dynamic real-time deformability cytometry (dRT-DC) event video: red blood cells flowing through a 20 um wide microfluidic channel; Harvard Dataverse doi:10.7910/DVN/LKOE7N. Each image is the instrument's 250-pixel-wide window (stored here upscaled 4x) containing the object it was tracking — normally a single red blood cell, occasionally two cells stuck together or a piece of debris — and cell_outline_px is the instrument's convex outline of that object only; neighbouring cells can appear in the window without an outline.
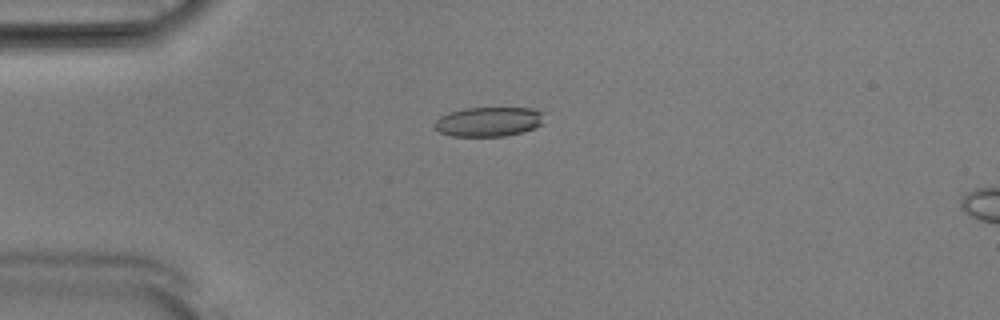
{"species": "Egyptian fruit bat (a non-hibernating species)", "species_latin": "Rousettus aegyptiacus", "temperature_condition": "room temperature", "stored_images_in_passage": 52, "camera_frame_rate_fps": 3000, "um_per_image_px": 0.085, "animal": {"sex": "male"}, "frame": {"image": 1, "passage_image": 13, "time_ms": 4.0, "image_size_px": [1000, 320], "cell_outline_px": [[544, 124], [536, 128], [504, 136], [452, 136], [440, 132], [432, 124], [440, 116], [448, 112], [464, 108], [532, 108], [544, 112]], "centroid_in_image_um": [41.56, 10.33], "position_along_channel_um": 43.4, "area_um2": 19.07}}
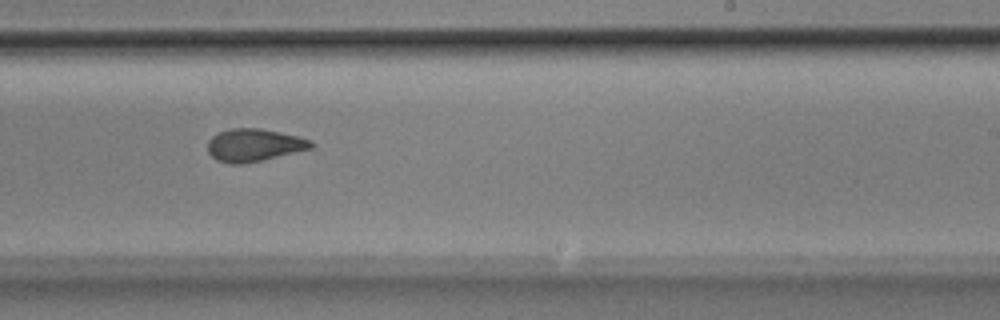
{"frame": {"image": 2, "passage_image": 32, "time_ms": 10.333, "image_size_px": [1000, 320], "cell_outline_px": [[316, 144], [312, 148], [260, 160], [240, 164], [232, 164], [216, 160], [208, 152], [208, 140], [212, 136], [220, 132], [232, 128], [260, 128], [280, 132], [312, 140]], "centroid_in_image_um": [21.59, 12.32], "position_along_channel_um": 267.4, "area_um2": 19.48}}
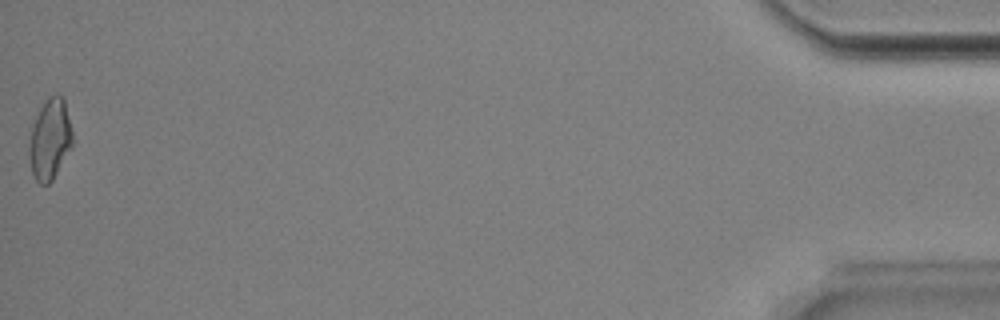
{"frame": {"image": 3, "passage_image": 52, "time_ms": 17.0, "image_size_px": [1000, 320], "cell_outline_px": [[72, 148], [52, 180], [48, 184], [40, 184], [36, 180], [32, 172], [28, 152], [28, 144], [32, 124], [40, 108], [48, 96], [56, 92], [64, 100], [72, 132]], "centroid_in_image_um": [4.23, 11.83], "position_along_channel_um": 431.0, "area_um2": 20.46}, "authors_computed_cell_mechanics": {"area_um2": 19.7676, "velocity_mm_per_s": 3.8991, "shape_relaxation_time_tau1_ms": 6.6851, "shape_relaxation_time_tau2_ms": 2.0327, "deformation_change_tau1": 0.1803, "deformation_change_tau2": 0.088}}